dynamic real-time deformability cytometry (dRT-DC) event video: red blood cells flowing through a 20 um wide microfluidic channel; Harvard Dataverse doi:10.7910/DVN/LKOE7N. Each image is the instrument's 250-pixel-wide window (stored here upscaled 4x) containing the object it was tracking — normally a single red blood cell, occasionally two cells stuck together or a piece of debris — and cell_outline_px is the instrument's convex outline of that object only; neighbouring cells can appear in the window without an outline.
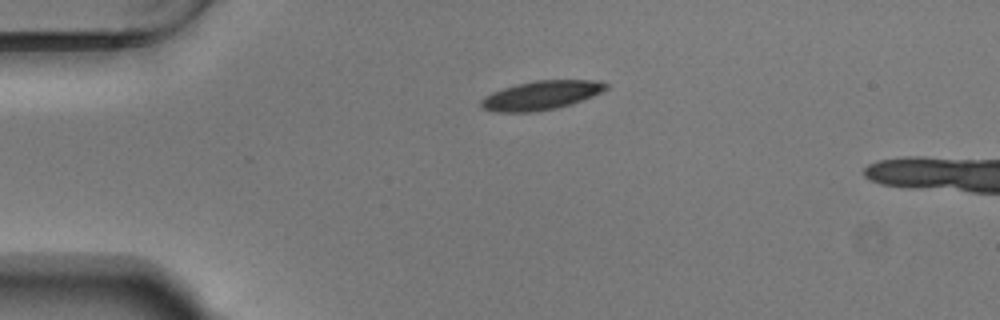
{"species": "Egyptian fruit bat (a non-hibernating species)", "species_latin": "Rousettus aegyptiacus", "temperature_condition": "warm", "stored_images_in_passage": 42, "camera_frame_rate_fps": 3000, "um_per_image_px": 0.085, "animal": {"sex": "male"}, "frame": {"image": 1, "passage_image": 1, "time_ms": 0.0, "image_size_px": [1000, 320], "cell_outline_px": [[608, 88], [592, 96], [556, 108], [532, 112], [496, 112], [480, 108], [480, 100], [484, 96], [492, 92], [516, 84], [536, 80], [596, 80], [608, 84]], "centroid_in_image_um": [45.94, 8.1], "position_along_channel_um": 39.1, "area_um2": 20.92}}
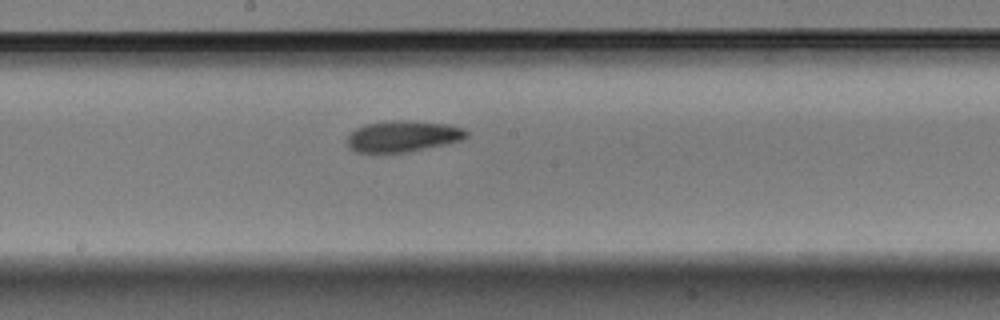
{"frame": {"image": 2, "passage_image": 18, "time_ms": 5.667, "image_size_px": [1000, 320], "cell_outline_px": [[468, 136], [460, 140], [444, 144], [408, 152], [356, 152], [348, 148], [348, 136], [356, 128], [364, 124], [392, 120], [408, 120], [448, 124], [464, 128], [468, 132]], "centroid_in_image_um": [34.24, 11.57], "position_along_channel_um": 214.0, "area_um2": 21.62}}
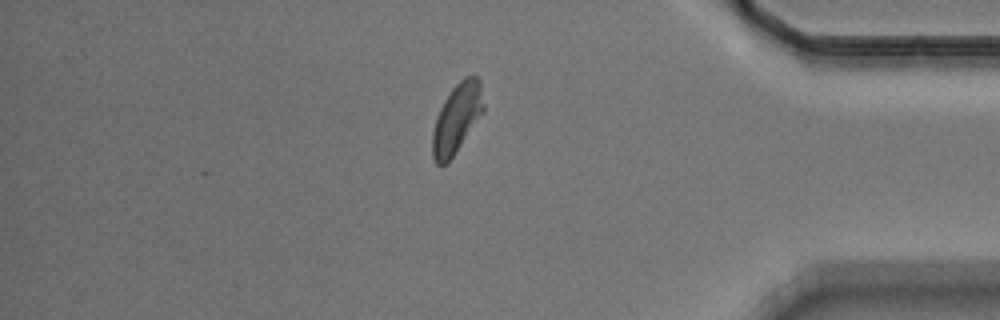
{"frame": {"image": 3, "passage_image": 35, "time_ms": 11.333, "image_size_px": [1000, 320], "cell_outline_px": [[484, 112], [452, 156], [440, 168], [436, 164], [432, 156], [432, 132], [440, 108], [444, 100], [452, 88], [464, 76], [476, 76], [480, 80], [484, 108]], "centroid_in_image_um": [38.82, 10.05], "position_along_channel_um": 396.4, "area_um2": 20.4}}